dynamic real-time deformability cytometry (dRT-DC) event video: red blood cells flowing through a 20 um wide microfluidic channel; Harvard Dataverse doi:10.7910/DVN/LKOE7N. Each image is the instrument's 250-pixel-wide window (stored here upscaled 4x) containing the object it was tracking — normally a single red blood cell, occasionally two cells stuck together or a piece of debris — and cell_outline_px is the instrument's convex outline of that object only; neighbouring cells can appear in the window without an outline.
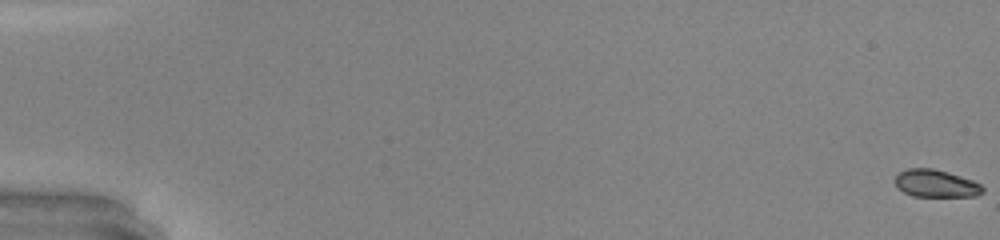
{"species": "common noctule bat (a hibernating species)", "species_latin": "Nyctalus noctula", "temperature_condition": "warm", "stored_images_in_passage": 50, "camera_frame_rate_fps": 3000, "um_per_image_px": 0.085, "animal": {"sex": "male", "body_mass_g": 20.0, "forearm_length_mm": 53.3}, "frame": {"image": 1, "passage_image": 1, "time_ms": 0.0, "image_size_px": [1000, 240], "cell_outline_px": [[984, 192], [976, 196], [912, 196], [896, 188], [896, 176], [900, 172], [908, 168], [932, 168], [948, 172], [972, 180], [980, 184], [984, 188]], "centroid_in_image_um": [79.55, 15.6], "position_along_channel_um": 5.4, "area_um2": 13.99}}
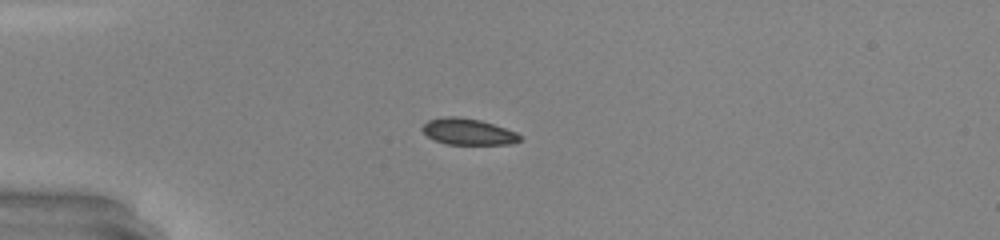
{"frame": {"image": 2, "passage_image": 15, "time_ms": 4.667, "image_size_px": [1000, 240], "cell_outline_px": [[520, 140], [512, 144], [448, 144], [436, 140], [428, 136], [420, 128], [428, 120], [444, 116], [460, 116], [480, 120], [516, 132], [520, 136]], "centroid_in_image_um": [39.76, 11.18], "position_along_channel_um": 45.2, "area_um2": 14.8}}
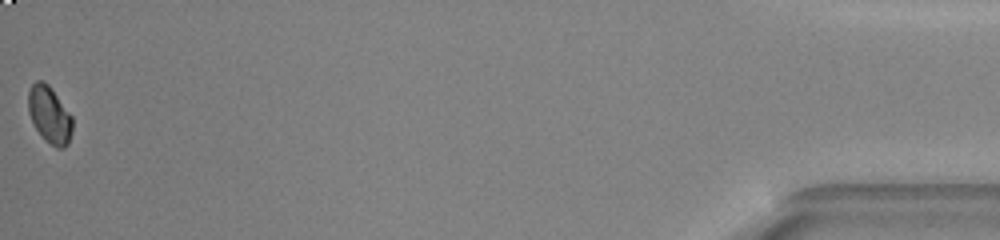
{"frame": {"image": 3, "passage_image": 50, "time_ms": 16.333, "image_size_px": [1000, 240], "cell_outline_px": [[72, 132], [68, 144], [64, 148], [56, 148], [36, 128], [28, 112], [28, 92], [32, 84], [36, 80], [44, 80], [52, 88], [72, 116]], "centroid_in_image_um": [4.22, 9.71], "position_along_channel_um": 431.0, "area_um2": 14.51}, "authors_computed_cell_mechanics": {"area_um2": 15.2303, "velocity_mm_per_s": 4.3274, "shape_relaxation_time_tau1_ms": 2.5971, "shape_relaxation_time_tau2_ms": null, "deformation_change_tau1": 0.0959, "deformation_change_tau2": null}}